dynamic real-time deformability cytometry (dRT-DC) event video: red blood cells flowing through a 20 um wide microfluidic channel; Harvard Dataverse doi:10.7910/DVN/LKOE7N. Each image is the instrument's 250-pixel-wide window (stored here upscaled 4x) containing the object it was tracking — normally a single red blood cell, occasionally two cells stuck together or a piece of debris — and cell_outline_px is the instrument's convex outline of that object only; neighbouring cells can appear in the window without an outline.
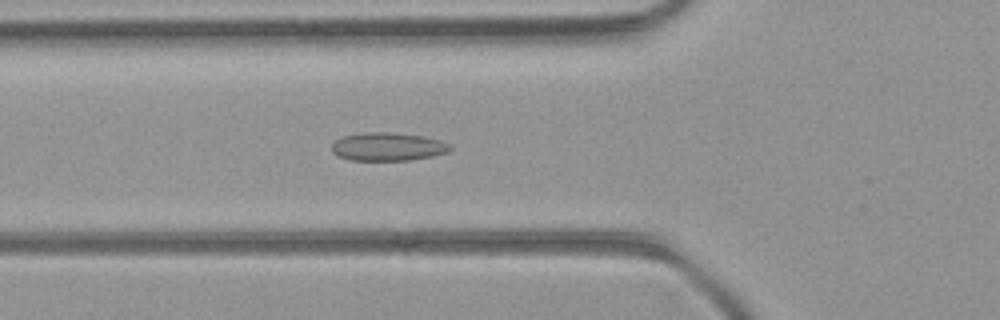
{"species": "common noctule bat (a hibernating species)", "species_latin": "Nyctalus noctula", "temperature_condition": "room temperature", "stored_images_in_passage": 48, "camera_frame_rate_fps": 3000, "um_per_image_px": 0.085, "animal": {"sex": "female", "body_mass_g": 21.9}, "frame": {"image": 1, "passage_image": 17, "time_ms": 5.333, "image_size_px": [1000, 320], "cell_outline_px": [[452, 148], [448, 152], [432, 156], [408, 160], [352, 160], [340, 156], [332, 152], [332, 144], [336, 140], [344, 136], [364, 132], [392, 132], [420, 136], [440, 140], [452, 144]], "centroid_in_image_um": [32.99, 12.46], "position_along_channel_um": 92.8, "area_um2": 19.36}}
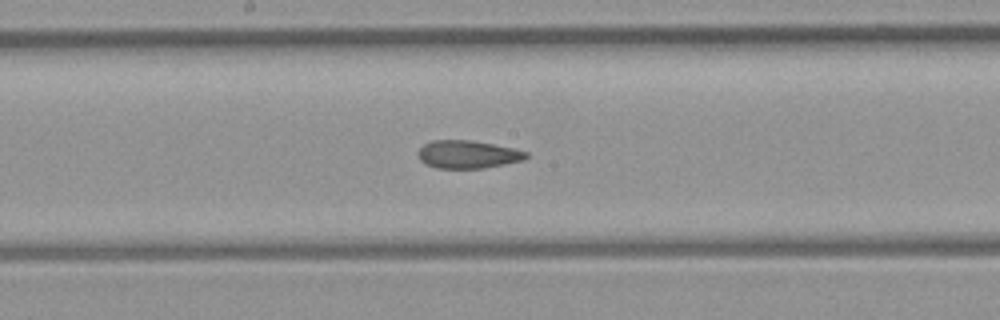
{"frame": {"image": 2, "passage_image": 25, "time_ms": 8.0, "image_size_px": [1000, 320], "cell_outline_px": [[528, 156], [524, 160], [504, 164], [480, 168], [436, 168], [424, 164], [420, 160], [420, 148], [424, 144], [432, 140], [472, 140], [512, 148], [528, 152]], "centroid_in_image_um": [39.76, 13.12], "position_along_channel_um": 208.4, "area_um2": 17.4}}
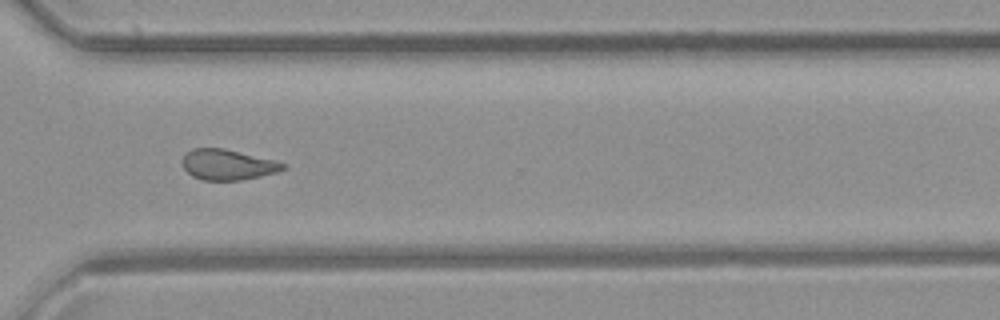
{"frame": {"image": 3, "passage_image": 35, "time_ms": 11.333, "image_size_px": [1000, 320], "cell_outline_px": [[288, 168], [276, 172], [260, 176], [240, 180], [204, 180], [192, 176], [184, 168], [184, 156], [192, 148], [224, 148], [288, 164]], "centroid_in_image_um": [19.38, 14.0], "position_along_channel_um": 351.2, "area_um2": 17.63}, "authors_computed_cell_mechanics": {"area_um2": 18.6694, "velocity_mm_per_s": 4.2979, "shape_relaxation_time_tau1_ms": null, "shape_relaxation_time_tau2_ms": 2.4142, "deformation_change_tau1": null, "deformation_change_tau2": 0.0899}}